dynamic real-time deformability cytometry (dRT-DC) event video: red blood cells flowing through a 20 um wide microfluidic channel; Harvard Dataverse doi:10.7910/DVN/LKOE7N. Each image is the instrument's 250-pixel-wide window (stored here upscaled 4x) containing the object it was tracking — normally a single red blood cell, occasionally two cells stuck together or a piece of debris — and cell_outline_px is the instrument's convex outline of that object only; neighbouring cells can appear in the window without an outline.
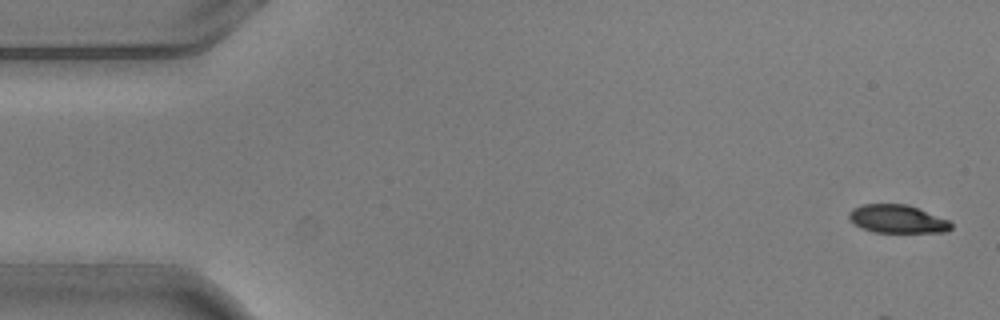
{"species": "common noctule bat (a hibernating species)", "species_latin": "Nyctalus noctula", "temperature_condition": "warm", "stored_images_in_passage": 8, "camera_frame_rate_fps": 3000, "um_per_image_px": 0.085, "animal": {"sex": "male", "body_mass_g": 20.5, "forearm_length_mm": 52.5}, "frame": {"image": 1, "passage_image": 1, "time_ms": 0.0, "image_size_px": [1000, 320], "cell_outline_px": [[952, 228], [948, 232], [876, 232], [864, 228], [856, 224], [848, 216], [848, 212], [852, 208], [860, 204], [908, 204], [948, 220], [952, 224]], "centroid_in_image_um": [76.29, 18.6], "position_along_channel_um": 8.7, "area_um2": 16.65}}
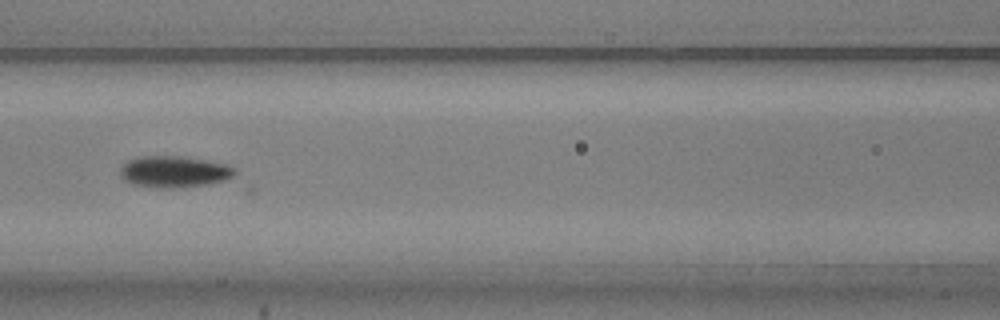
{"frame": {"image": 2, "passage_image": 7, "time_ms": 2.0, "image_size_px": [1000, 320], "cell_outline_px": [[236, 172], [232, 176], [224, 180], [208, 184], [184, 188], [156, 188], [132, 184], [124, 180], [120, 176], [120, 168], [128, 160], [140, 156], [184, 156], [228, 164], [236, 168]], "centroid_in_image_um": [14.8, 14.6], "position_along_channel_um": 151.8, "area_um2": 21.33}}
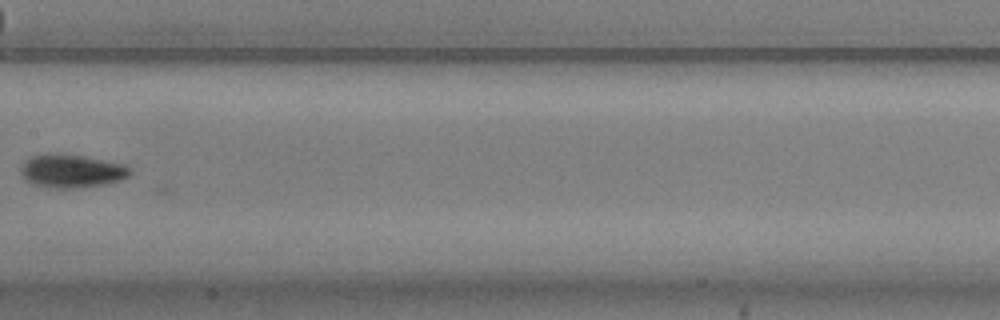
{"frame": {"image": 3, "passage_image": 8, "time_ms": 2.333, "image_size_px": [1000, 320], "cell_outline_px": [[132, 172], [128, 176], [120, 180], [104, 184], [76, 188], [56, 188], [36, 184], [24, 180], [24, 160], [32, 156], [84, 156], [124, 164], [132, 168]], "centroid_in_image_um": [6.19, 14.57], "position_along_channel_um": 201.2, "area_um2": 20.23}}